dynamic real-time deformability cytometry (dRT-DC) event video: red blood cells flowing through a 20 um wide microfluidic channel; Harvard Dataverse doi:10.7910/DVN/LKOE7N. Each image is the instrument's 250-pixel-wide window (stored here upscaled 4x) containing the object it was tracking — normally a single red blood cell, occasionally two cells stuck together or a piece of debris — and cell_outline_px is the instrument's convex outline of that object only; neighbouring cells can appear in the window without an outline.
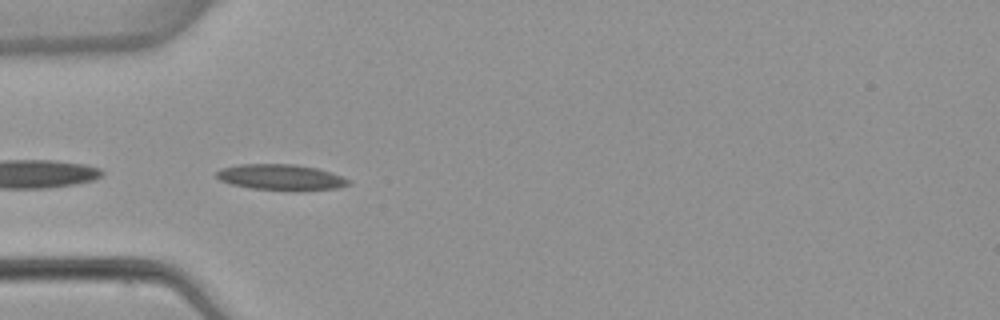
{"species": "common noctule bat (a hibernating species)", "species_latin": "Nyctalus noctula", "temperature_condition": "warm", "stored_images_in_passage": 6, "camera_frame_rate_fps": 3000, "um_per_image_px": 0.085, "animal": {"sex": "female", "body_mass_g": 22.7, "forearm_length_mm": 54.2}, "frame": {"image": 1, "passage_image": 3, "time_ms": 2.333, "image_size_px": [1000, 320], "cell_outline_px": [[352, 184], [336, 188], [300, 192], [296, 192], [252, 188], [232, 184], [220, 180], [216, 176], [216, 172], [224, 168], [240, 164], [292, 164], [316, 168], [352, 180]], "centroid_in_image_um": [23.93, 15.09], "position_along_channel_um": 61.1, "area_um2": 20.0}}
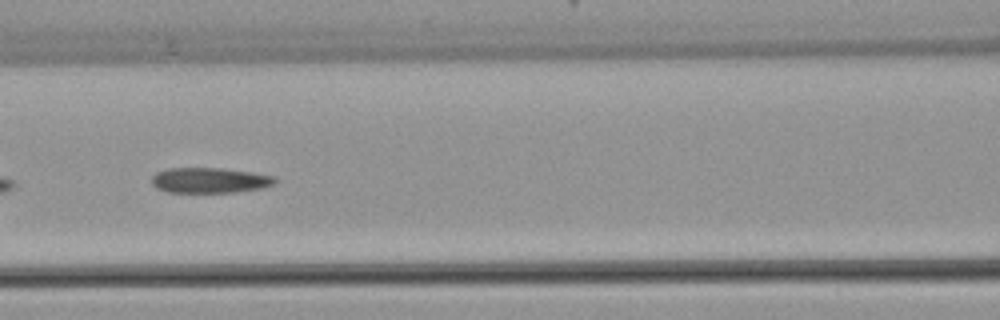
{"frame": {"image": 2, "passage_image": 5, "time_ms": 4.667, "image_size_px": [1000, 320], "cell_outline_px": [[276, 180], [272, 184], [264, 188], [236, 192], [168, 192], [156, 188], [152, 184], [152, 176], [156, 172], [168, 168], [224, 168], [252, 172], [276, 176]], "centroid_in_image_um": [17.83, 15.32], "position_along_channel_um": 148.8, "area_um2": 18.32}}
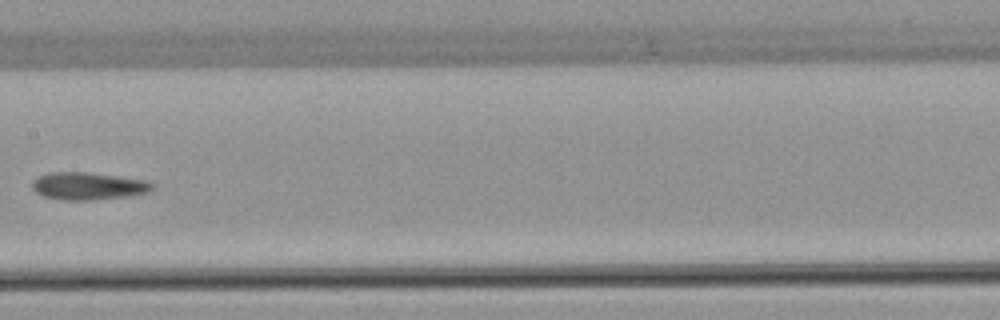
{"frame": {"image": 3, "passage_image": 6, "time_ms": 6.0, "image_size_px": [1000, 320], "cell_outline_px": [[156, 188], [148, 192], [128, 196], [92, 200], [60, 200], [44, 196], [36, 192], [32, 188], [32, 180], [48, 172], [88, 172], [148, 180], [156, 184]], "centroid_in_image_um": [7.54, 15.81], "position_along_channel_um": 199.9, "area_um2": 19.48}}